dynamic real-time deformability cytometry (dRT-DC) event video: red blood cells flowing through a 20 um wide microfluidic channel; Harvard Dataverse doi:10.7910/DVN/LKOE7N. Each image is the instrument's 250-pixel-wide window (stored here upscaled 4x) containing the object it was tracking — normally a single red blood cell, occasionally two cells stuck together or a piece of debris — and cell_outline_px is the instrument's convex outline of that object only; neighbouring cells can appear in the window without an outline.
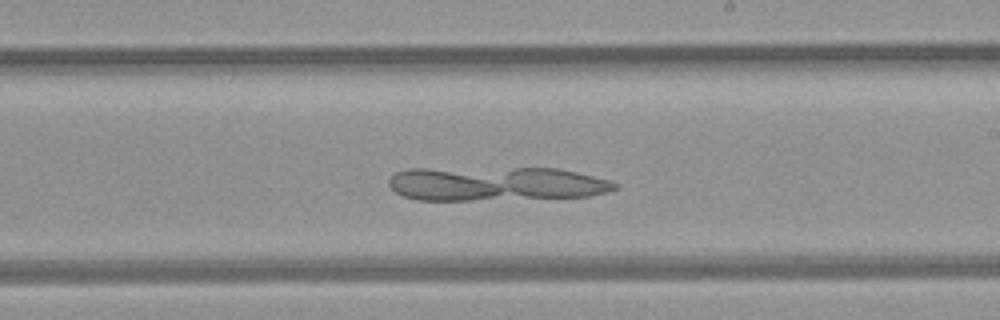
{"species": "common noctule bat (a hibernating species)", "species_latin": "Nyctalus noctula", "temperature_condition": "room temperature", "stored_images_in_passage": 31, "camera_frame_rate_fps": 3000, "um_per_image_px": 0.085, "animal": {"sex": "female", "body_mass_g": 21.9}, "frame": {"image": 1, "passage_image": 18, "time_ms": 5.667, "image_size_px": [1000, 320], "cell_outline_px": [[620, 188], [608, 192], [588, 196], [472, 200], [420, 200], [404, 196], [396, 192], [388, 184], [388, 180], [396, 172], [408, 168], [556, 168], [576, 172], [612, 180], [620, 184]], "centroid_in_image_um": [42.18, 15.61], "position_along_channel_um": 246.8, "area_um2": 45.14}}
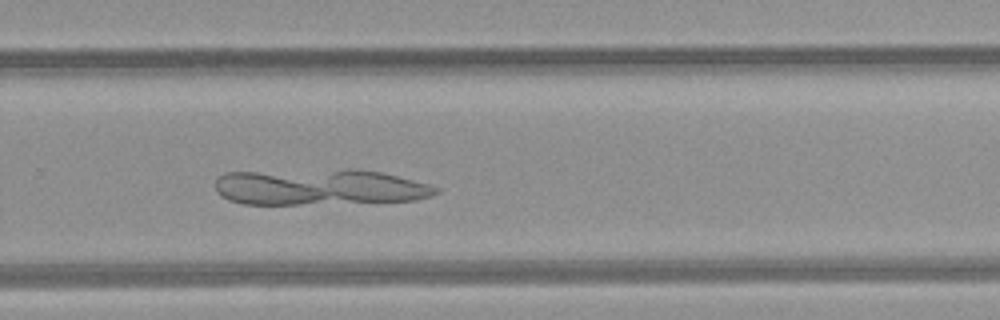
{"frame": {"image": 2, "passage_image": 22, "time_ms": 7.0, "image_size_px": [1000, 320], "cell_outline_px": [[440, 192], [432, 196], [416, 200], [300, 204], [240, 204], [228, 200], [220, 196], [216, 192], [216, 180], [224, 172], [356, 168], [380, 172], [428, 184], [440, 188]], "centroid_in_image_um": [27.11, 15.89], "position_along_channel_um": 302.7, "area_um2": 46.76}}